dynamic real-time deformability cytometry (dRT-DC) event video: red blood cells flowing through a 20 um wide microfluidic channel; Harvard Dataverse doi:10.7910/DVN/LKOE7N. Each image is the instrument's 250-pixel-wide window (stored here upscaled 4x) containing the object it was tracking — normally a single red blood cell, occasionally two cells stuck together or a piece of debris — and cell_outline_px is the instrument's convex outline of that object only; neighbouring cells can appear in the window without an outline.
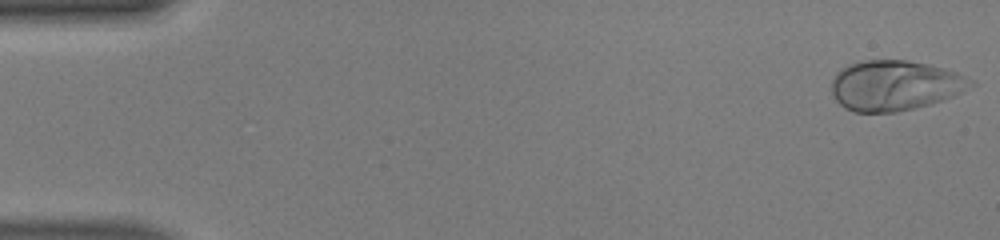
{"species": "human", "species_latin": "Homo sapiens", "temperature_condition": "warm", "stored_images_in_passage": 49, "camera_frame_rate_fps": 3000, "um_per_image_px": 0.085, "donor": {"sex": "male"}, "frame": {"image": 1, "passage_image": 1, "time_ms": 0.0, "image_size_px": [1000, 240], "cell_outline_px": [[976, 84], [952, 96], [928, 104], [896, 112], [856, 112], [844, 108], [836, 100], [832, 92], [832, 80], [836, 72], [848, 64], [864, 60], [908, 60], [928, 64], [956, 72], [972, 80]], "centroid_in_image_um": [76.02, 7.25], "position_along_channel_um": 9.0, "area_um2": 40.4}}
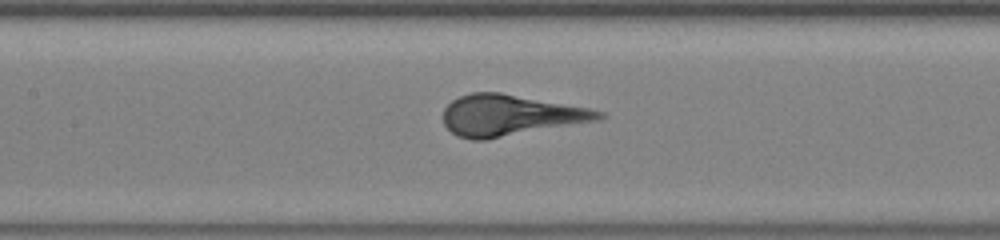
{"frame": {"image": 2, "passage_image": 23, "time_ms": 7.333, "image_size_px": [1000, 240], "cell_outline_px": [[608, 116], [600, 120], [484, 140], [472, 140], [456, 136], [444, 124], [444, 108], [452, 100], [460, 96], [472, 92], [500, 92], [588, 108], [604, 112]], "centroid_in_image_um": [43.36, 9.8], "position_along_channel_um": 164.0, "area_um2": 37.11}}
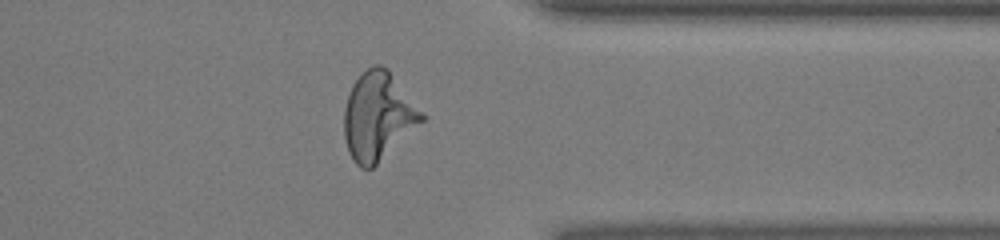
{"frame": {"image": 3, "passage_image": 39, "time_ms": 12.667, "image_size_px": [1000, 240], "cell_outline_px": [[428, 116], [424, 120], [372, 168], [360, 168], [356, 164], [348, 152], [344, 136], [344, 108], [352, 84], [372, 64], [380, 64], [388, 68]], "centroid_in_image_um": [32.15, 9.85], "position_along_channel_um": 379.2, "area_um2": 39.82}}